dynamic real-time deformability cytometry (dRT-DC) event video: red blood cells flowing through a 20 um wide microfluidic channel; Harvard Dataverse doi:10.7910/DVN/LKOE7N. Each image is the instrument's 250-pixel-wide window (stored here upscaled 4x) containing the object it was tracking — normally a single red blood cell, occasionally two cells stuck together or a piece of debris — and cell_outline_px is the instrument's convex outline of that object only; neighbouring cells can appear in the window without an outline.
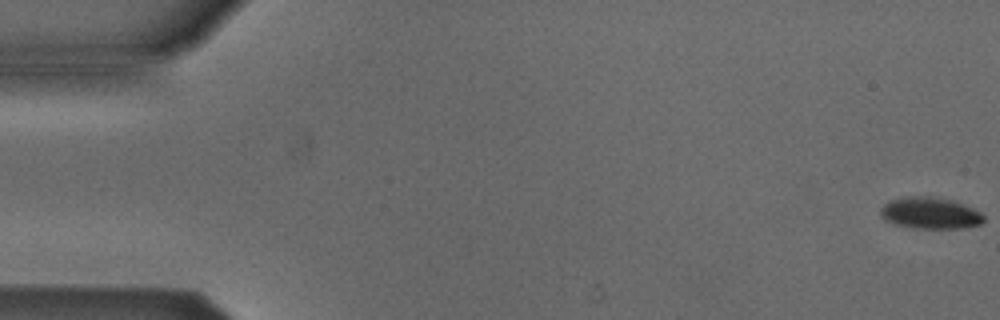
{"species": "Egyptian fruit bat (a non-hibernating species)", "species_latin": "Rousettus aegyptiacus", "temperature_condition": "cold", "stored_images_in_passage": 5, "camera_frame_rate_fps": 3000, "um_per_image_px": 0.085, "animal": {"sex": "male"}, "frame": {"image": 1, "passage_image": 1, "time_ms": 0.0, "image_size_px": [1000, 320], "cell_outline_px": [[984, 220], [980, 224], [964, 228], [912, 228], [892, 224], [884, 220], [880, 216], [880, 208], [884, 204], [892, 200], [908, 196], [924, 196], [952, 200], [972, 208], [980, 212], [984, 216]], "centroid_in_image_um": [79.02, 18.13], "position_along_channel_um": 6.0, "area_um2": 18.96}}
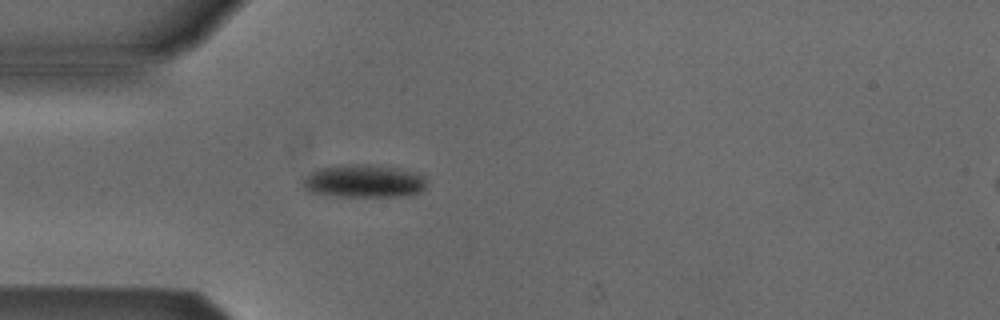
{"frame": {"image": 2, "passage_image": 5, "time_ms": 5.0, "image_size_px": [1000, 320], "cell_outline_px": [[424, 188], [420, 192], [408, 196], [336, 196], [308, 192], [304, 188], [300, 180], [304, 176], [316, 168], [344, 164], [368, 164], [396, 168], [424, 176]], "centroid_in_image_um": [30.82, 15.39], "position_along_channel_um": 54.2, "area_um2": 23.87}}